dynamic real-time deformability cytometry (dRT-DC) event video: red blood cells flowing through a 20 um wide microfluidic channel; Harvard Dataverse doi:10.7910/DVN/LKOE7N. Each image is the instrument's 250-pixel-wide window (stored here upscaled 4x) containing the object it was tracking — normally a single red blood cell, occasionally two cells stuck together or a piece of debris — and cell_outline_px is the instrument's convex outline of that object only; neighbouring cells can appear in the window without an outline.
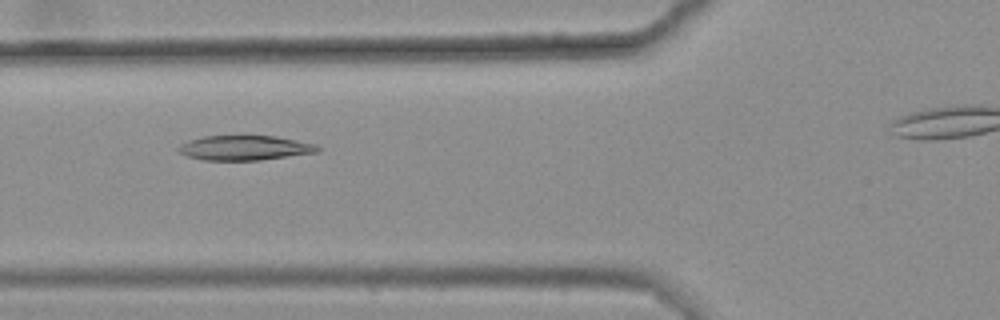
{"species": "common noctule bat (a hibernating species)", "species_latin": "Nyctalus noctula", "temperature_condition": "warm", "stored_images_in_passage": 6, "camera_frame_rate_fps": 3000, "um_per_image_px": 0.085, "animal": {"sex": "female", "body_mass_g": 25.1}, "frame": {"image": 1, "passage_image": 6, "time_ms": 1.667, "image_size_px": [1000, 320], "cell_outline_px": [[320, 152], [260, 160], [204, 160], [188, 156], [180, 152], [176, 148], [180, 144], [188, 140], [204, 136], [276, 136], [316, 144], [320, 148]], "centroid_in_image_um": [20.81, 12.57], "position_along_channel_um": 105.0, "area_um2": 20.06}}